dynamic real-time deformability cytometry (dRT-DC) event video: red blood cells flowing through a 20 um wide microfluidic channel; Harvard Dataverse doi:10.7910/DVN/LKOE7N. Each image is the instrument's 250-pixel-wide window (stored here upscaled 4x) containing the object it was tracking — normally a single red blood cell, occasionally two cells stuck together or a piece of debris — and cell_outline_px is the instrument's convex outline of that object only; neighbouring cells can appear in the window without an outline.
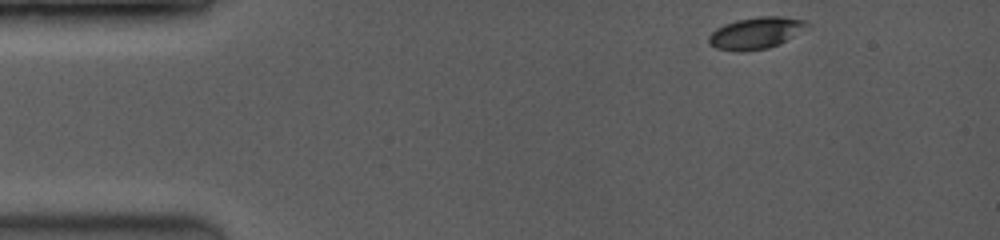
{"species": "common noctule bat (a hibernating species)", "species_latin": "Nyctalus noctula", "temperature_condition": "room temperature", "stored_images_in_passage": 38, "camera_frame_rate_fps": 3500, "um_per_image_px": 0.085, "animal": {"sex": "female", "body_mass_g": 19.0, "forearm_length_mm": 53.3}, "frame": {"image": 1, "passage_image": 1, "time_ms": 0.0, "image_size_px": [1000, 240], "cell_outline_px": [[812, 24], [808, 28], [780, 44], [768, 48], [744, 52], [736, 52], [716, 48], [708, 44], [708, 36], [716, 28], [724, 24], [736, 20], [760, 16], [784, 16], [808, 20]], "centroid_in_image_um": [64.29, 2.8], "position_along_channel_um": 20.7, "area_um2": 18.67}}
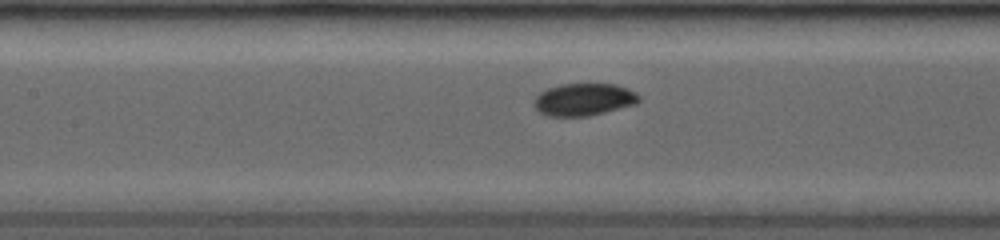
{"frame": {"image": 2, "passage_image": 19, "time_ms": 5.143, "image_size_px": [1000, 240], "cell_outline_px": [[640, 100], [636, 104], [588, 116], [548, 116], [540, 112], [532, 104], [536, 96], [540, 92], [548, 88], [560, 84], [616, 84], [636, 92], [640, 96]], "centroid_in_image_um": [49.62, 8.45], "position_along_channel_um": 157.8, "area_um2": 19.77}}
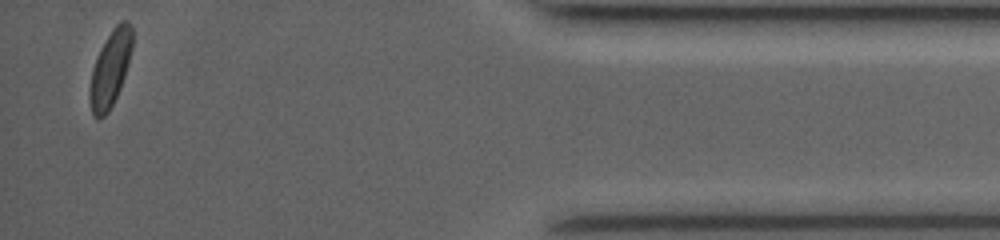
{"frame": {"image": 3, "passage_image": 38, "time_ms": 10.571, "image_size_px": [1000, 240], "cell_outline_px": [[132, 48], [128, 64], [120, 88], [108, 112], [100, 120], [92, 116], [88, 96], [88, 92], [92, 68], [100, 48], [104, 40], [112, 28], [120, 20], [128, 20], [132, 24]], "centroid_in_image_um": [9.35, 5.83], "position_along_channel_um": 425.8, "area_um2": 19.19}, "authors_computed_cell_mechanics": {"area_um2": 19.4786, "velocity_mm_per_s": 4.1133, "shape_relaxation_time_tau1_ms": 1.555, "shape_relaxation_time_tau2_ms": null, "deformation_change_tau1": 0.0698, "deformation_change_tau2": null}}